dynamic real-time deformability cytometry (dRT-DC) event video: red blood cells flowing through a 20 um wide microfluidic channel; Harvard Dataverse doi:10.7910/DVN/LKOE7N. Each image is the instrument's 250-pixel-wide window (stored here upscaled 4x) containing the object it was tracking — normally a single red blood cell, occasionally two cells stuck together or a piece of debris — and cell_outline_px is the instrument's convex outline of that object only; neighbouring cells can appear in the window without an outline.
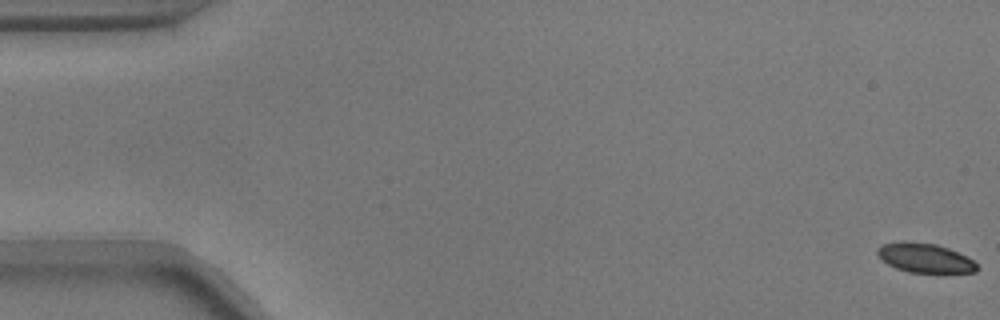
{"species": "common noctule bat (a hibernating species)", "species_latin": "Nyctalus noctula", "temperature_condition": "warm", "stored_images_in_passage": 55, "camera_frame_rate_fps": 3000, "um_per_image_px": 0.085, "animal": {"sex": "male", "body_mass_g": 17.9}, "frame": {"image": 1, "passage_image": 1, "time_ms": 0.0, "image_size_px": [1000, 320], "cell_outline_px": [[980, 268], [976, 272], [908, 272], [896, 268], [888, 264], [876, 252], [876, 248], [880, 244], [900, 240], [904, 240], [936, 244], [948, 248], [972, 260]], "centroid_in_image_um": [78.56, 21.9], "position_along_channel_um": 6.4, "area_um2": 16.99}}
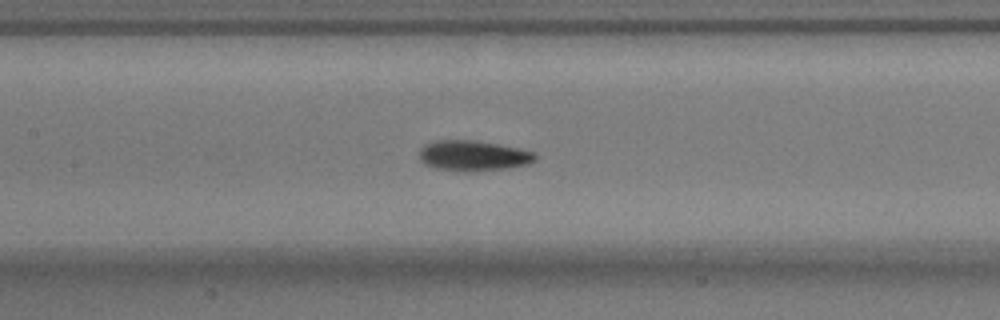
{"frame": {"image": 2, "passage_image": 26, "time_ms": 8.333, "image_size_px": [1000, 320], "cell_outline_px": [[536, 160], [528, 164], [508, 168], [464, 172], [432, 168], [424, 164], [420, 160], [420, 148], [424, 144], [436, 140], [476, 140], [520, 148], [536, 152]], "centroid_in_image_um": [40.22, 13.23], "position_along_channel_um": 167.2, "area_um2": 20.87}}
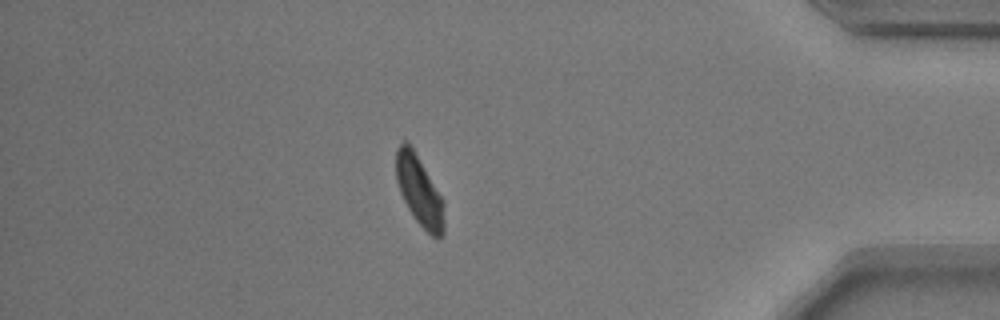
{"frame": {"image": 3, "passage_image": 48, "time_ms": 15.667, "image_size_px": [1000, 320], "cell_outline_px": [[444, 232], [440, 236], [432, 236], [416, 220], [408, 208], [400, 192], [396, 180], [396, 148], [404, 140], [408, 140], [444, 200]], "centroid_in_image_um": [35.64, 16.18], "position_along_channel_um": 399.6, "area_um2": 19.48}, "authors_computed_cell_mechanics": {"area_um2": 19.7098, "velocity_mm_per_s": 3.6981, "shape_relaxation_time_tau1_ms": 4.1267, "shape_relaxation_time_tau2_ms": 2.1858, "deformation_change_tau1": 0.1219, "deformation_change_tau2": 0.0677}}